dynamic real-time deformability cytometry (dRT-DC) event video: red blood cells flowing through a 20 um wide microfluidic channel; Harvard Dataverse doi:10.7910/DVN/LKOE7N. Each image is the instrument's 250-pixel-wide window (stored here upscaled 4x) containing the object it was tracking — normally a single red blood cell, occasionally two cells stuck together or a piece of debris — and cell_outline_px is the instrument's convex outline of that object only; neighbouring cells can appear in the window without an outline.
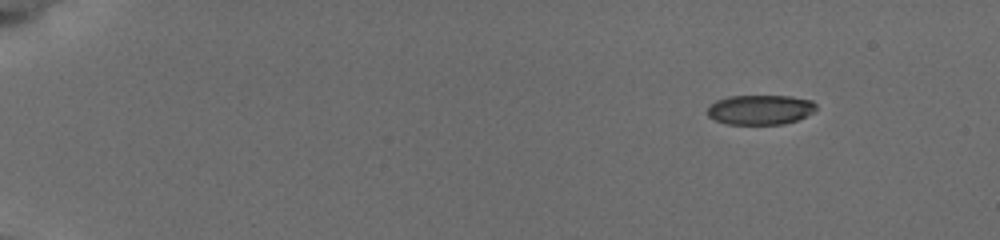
{"species": "common noctule bat (a hibernating species)", "species_latin": "Nyctalus noctula", "temperature_condition": "cold", "stored_images_in_passage": 16, "camera_frame_rate_fps": 3000, "um_per_image_px": 0.085, "animal": {"sex": "female", "body_mass_g": 19.5, "forearm_length_mm": 54.1}, "frame": {"image": 1, "passage_image": 1, "time_ms": 0.0, "image_size_px": [1000, 240], "cell_outline_px": [[816, 108], [812, 112], [796, 120], [784, 124], [728, 124], [716, 120], [708, 116], [708, 108], [716, 100], [728, 96], [788, 96], [812, 100], [816, 104]], "centroid_in_image_um": [64.61, 9.32], "position_along_channel_um": 20.4, "area_um2": 18.67}}
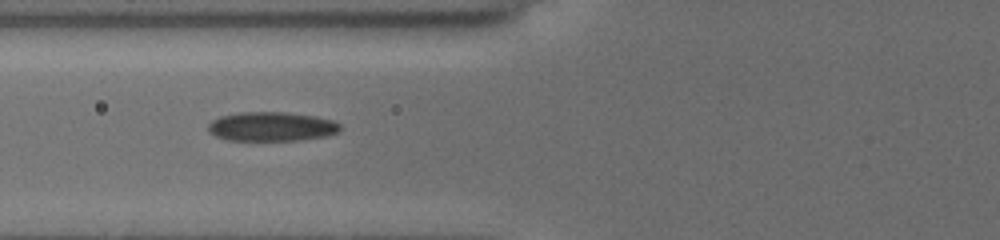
{"frame": {"image": 2, "passage_image": 12, "time_ms": 5.667, "image_size_px": [1000, 240], "cell_outline_px": [[340, 128], [336, 132], [328, 136], [300, 140], [228, 140], [216, 136], [208, 132], [208, 124], [212, 120], [220, 116], [240, 112], [284, 112], [316, 116], [332, 120], [340, 124]], "centroid_in_image_um": [23.07, 10.75], "position_along_channel_um": 102.7, "area_um2": 22.48}}
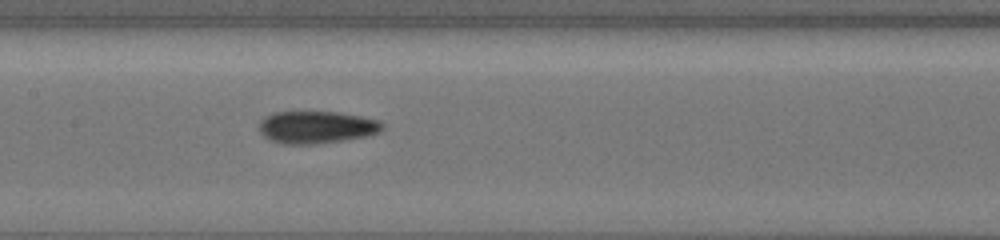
{"frame": {"image": 3, "passage_image": 16, "time_ms": 7.667, "image_size_px": [1000, 240], "cell_outline_px": [[384, 128], [376, 132], [364, 136], [340, 140], [312, 144], [284, 144], [272, 140], [264, 136], [260, 132], [260, 120], [264, 116], [272, 112], [340, 112], [380, 120], [384, 124]], "centroid_in_image_um": [26.88, 10.79], "position_along_channel_um": 180.5, "area_um2": 23.0}}